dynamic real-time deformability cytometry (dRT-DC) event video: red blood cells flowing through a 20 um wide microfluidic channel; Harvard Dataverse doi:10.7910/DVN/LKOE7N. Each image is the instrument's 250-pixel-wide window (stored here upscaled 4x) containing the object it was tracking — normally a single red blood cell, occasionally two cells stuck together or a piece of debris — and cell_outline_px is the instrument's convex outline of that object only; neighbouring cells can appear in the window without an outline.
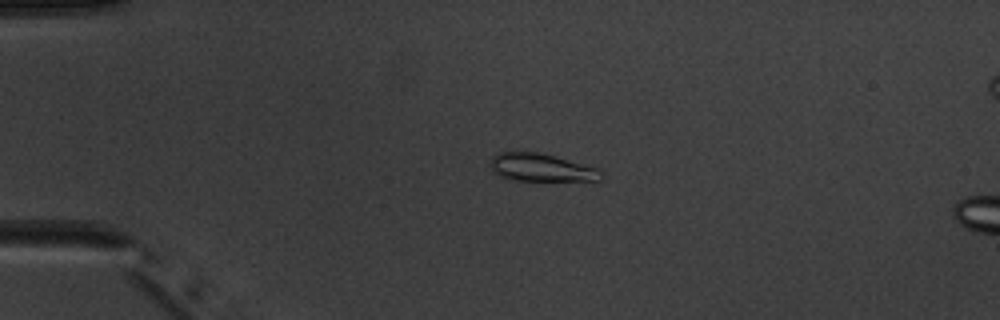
{"species": "common noctule bat (a hibernating species)", "species_latin": "Nyctalus noctula", "temperature_condition": "warm", "stored_images_in_passage": 4, "camera_frame_rate_fps": 3000, "um_per_image_px": 0.085, "animal": {"sex": "male", "body_mass_g": 20.1, "forearm_length_mm": 53.5}, "frame": {"image": 1, "passage_image": 2, "time_ms": 1.333, "image_size_px": [1000, 320], "cell_outline_px": [[604, 176], [600, 180], [508, 180], [500, 176], [492, 168], [492, 156], [500, 152], [520, 148], [600, 168], [604, 172]], "centroid_in_image_um": [46.0, 14.21], "position_along_channel_um": 39.0, "area_um2": 18.21}}